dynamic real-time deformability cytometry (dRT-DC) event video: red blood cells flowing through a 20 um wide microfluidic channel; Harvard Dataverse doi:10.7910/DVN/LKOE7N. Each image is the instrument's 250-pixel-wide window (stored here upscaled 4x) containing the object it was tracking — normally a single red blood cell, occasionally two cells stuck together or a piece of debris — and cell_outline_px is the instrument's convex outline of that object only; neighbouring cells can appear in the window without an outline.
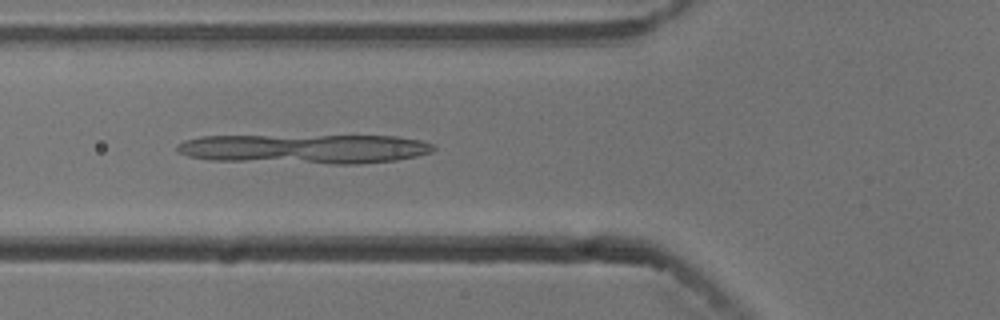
{"species": "common noctule bat (a hibernating species)", "species_latin": "Nyctalus noctula", "temperature_condition": "cold", "stored_images_in_passage": 54, "camera_frame_rate_fps": 3000, "um_per_image_px": 0.085, "animal": {"sex": "male", "body_mass_g": 13.3}, "frame": {"image": 1, "passage_image": 19, "time_ms": 6.0, "image_size_px": [1000, 320], "cell_outline_px": [[436, 148], [432, 152], [416, 156], [396, 160], [356, 164], [332, 164], [212, 160], [188, 156], [180, 152], [176, 148], [176, 144], [184, 140], [200, 136], [396, 136], [420, 140], [432, 144]], "centroid_in_image_um": [25.9, 12.65], "position_along_channel_um": 99.9, "area_um2": 44.1}}
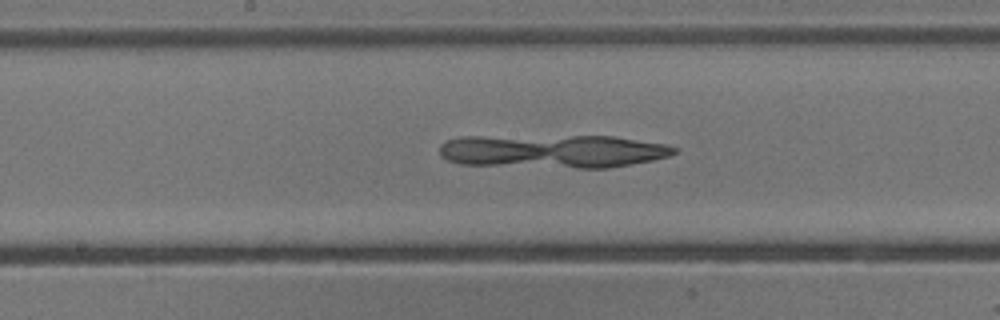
{"frame": {"image": 2, "passage_image": 27, "time_ms": 8.667, "image_size_px": [1000, 320], "cell_outline_px": [[680, 148], [676, 152], [668, 156], [652, 160], [632, 164], [608, 168], [576, 168], [460, 164], [448, 160], [440, 156], [440, 144], [448, 140], [460, 136], [612, 136], [664, 144]], "centroid_in_image_um": [46.97, 12.85], "position_along_channel_um": 201.2, "area_um2": 45.84}}
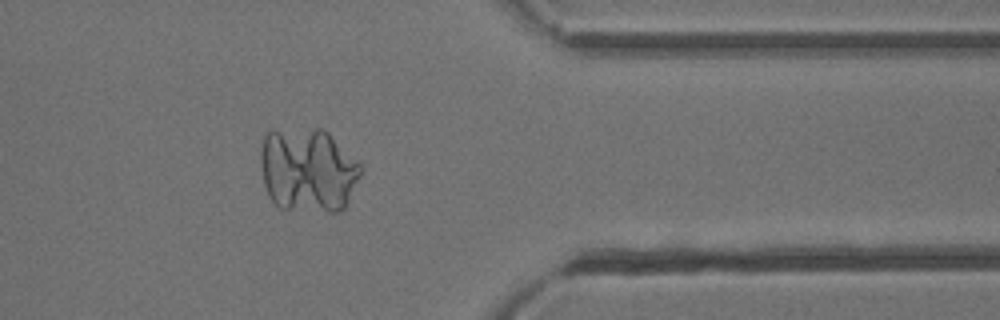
{"frame": {"image": 3, "passage_image": 43, "time_ms": 14.0, "image_size_px": [1000, 320], "cell_outline_px": [[364, 168], [344, 208], [340, 212], [328, 212], [280, 208], [268, 196], [264, 184], [260, 168], [260, 152], [264, 136], [268, 132], [316, 128], [324, 128], [360, 160]], "centroid_in_image_um": [26.21, 14.46], "position_along_channel_um": 385.2, "area_um2": 49.82}}